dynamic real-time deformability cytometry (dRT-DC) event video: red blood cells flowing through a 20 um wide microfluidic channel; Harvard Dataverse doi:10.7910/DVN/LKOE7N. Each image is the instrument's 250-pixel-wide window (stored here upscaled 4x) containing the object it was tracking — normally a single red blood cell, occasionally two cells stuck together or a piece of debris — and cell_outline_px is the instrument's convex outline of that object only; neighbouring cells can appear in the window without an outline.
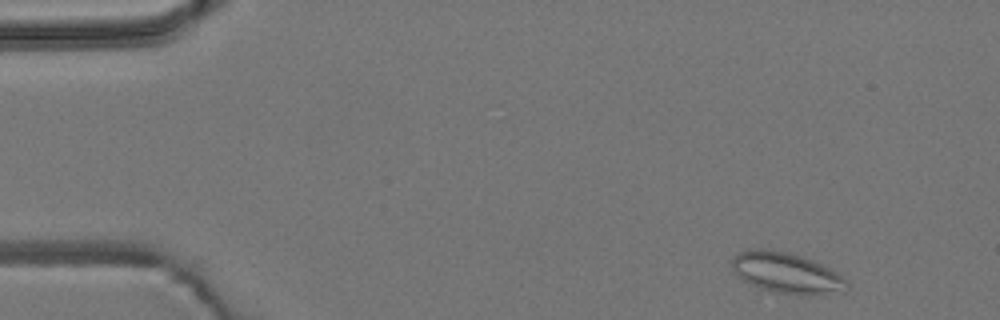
{"species": "common noctule bat (a hibernating species)", "species_latin": "Nyctalus noctula", "temperature_condition": "room temperature", "stored_images_in_passage": 4, "camera_frame_rate_fps": 3000, "um_per_image_px": 0.085, "animal": {"sex": "male", "body_mass_g": 19.2, "forearm_length_mm": 51.8}, "frame": {"image": 1, "passage_image": 1, "time_ms": 0.0, "image_size_px": [1000, 320], "cell_outline_px": [[848, 288], [844, 292], [820, 296], [808, 296], [776, 292], [760, 288], [744, 280], [732, 268], [732, 256], [740, 252], [756, 248], [768, 248], [792, 252], [812, 260], [836, 272], [848, 284]], "centroid_in_image_um": [66.89, 23.2], "position_along_channel_um": 18.1, "area_um2": 27.46}}
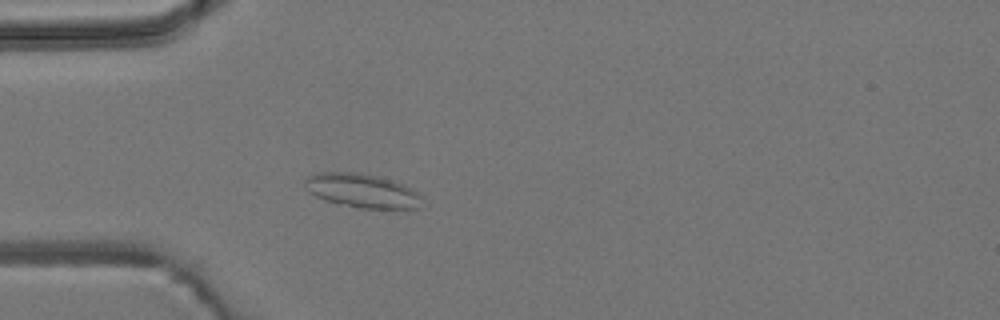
{"frame": {"image": 2, "passage_image": 4, "time_ms": 3.333, "image_size_px": [1000, 320], "cell_outline_px": [[424, 196], [416, 208], [356, 208], [336, 204], [324, 200], [308, 192], [304, 188], [304, 180], [308, 176], [320, 172], [348, 172], [376, 176], [404, 184], [412, 188]], "centroid_in_image_um": [30.74, 16.22], "position_along_channel_um": 54.3, "area_um2": 23.24}}